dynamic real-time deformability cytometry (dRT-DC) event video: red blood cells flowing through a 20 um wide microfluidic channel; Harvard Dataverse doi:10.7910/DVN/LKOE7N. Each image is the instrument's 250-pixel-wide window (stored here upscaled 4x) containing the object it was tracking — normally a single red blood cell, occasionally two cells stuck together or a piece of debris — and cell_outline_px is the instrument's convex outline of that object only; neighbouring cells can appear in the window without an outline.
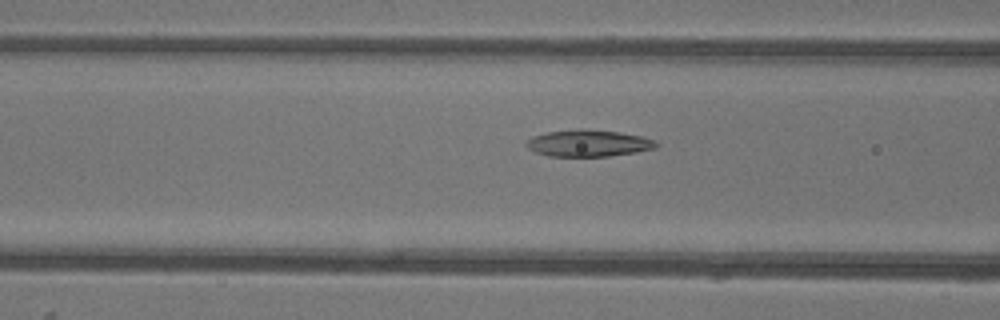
{"species": "common noctule bat (a hibernating species)", "species_latin": "Nyctalus noctula", "temperature_condition": "warm", "stored_images_in_passage": 13, "camera_frame_rate_fps": 3000, "um_per_image_px": 0.085, "animal": {"sex": "female"}, "frame": {"image": 1, "passage_image": 11, "time_ms": 3.333, "image_size_px": [1000, 320], "cell_outline_px": [[660, 144], [656, 148], [636, 152], [608, 156], [548, 156], [536, 152], [528, 148], [524, 144], [532, 136], [548, 132], [576, 128], [584, 128], [620, 132], [640, 136], [656, 140]], "centroid_in_image_um": [50.03, 12.16], "position_along_channel_um": 116.6, "area_um2": 20.4}}